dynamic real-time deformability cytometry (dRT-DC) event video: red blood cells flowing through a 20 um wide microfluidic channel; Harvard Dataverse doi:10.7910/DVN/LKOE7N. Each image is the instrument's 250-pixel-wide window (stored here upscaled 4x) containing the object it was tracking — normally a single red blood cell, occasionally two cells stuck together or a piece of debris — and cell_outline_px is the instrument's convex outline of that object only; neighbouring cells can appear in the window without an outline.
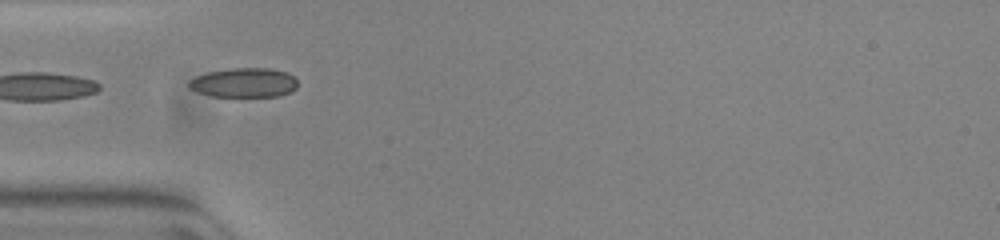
{"species": "common noctule bat (a hibernating species)", "species_latin": "Nyctalus noctula", "temperature_condition": "warm", "stored_images_in_passage": 37, "camera_frame_rate_fps": 3000, "um_per_image_px": 0.085, "animal": {"sex": "female", "body_mass_g": 23.0, "forearm_length_mm": 53.4}, "frame": {"image": 1, "passage_image": 1, "time_ms": 0.0, "image_size_px": [1000, 240], "cell_outline_px": [[296, 88], [292, 92], [280, 96], [212, 96], [196, 92], [188, 88], [188, 80], [196, 76], [208, 72], [232, 68], [268, 68], [288, 72], [296, 80]], "centroid_in_image_um": [20.73, 7.03], "position_along_channel_um": 64.3, "area_um2": 18.73}, "authors_computed_cell_mechanics": {"area_um2": 17.5134, "velocity_mm_per_s": 3.8976, "shape_relaxation_time_tau1_ms": 9.712, "shape_relaxation_time_tau2_ms": 1.5629, "deformation_change_tau1": 0.2209, "deformation_change_tau2": 0.0609}}